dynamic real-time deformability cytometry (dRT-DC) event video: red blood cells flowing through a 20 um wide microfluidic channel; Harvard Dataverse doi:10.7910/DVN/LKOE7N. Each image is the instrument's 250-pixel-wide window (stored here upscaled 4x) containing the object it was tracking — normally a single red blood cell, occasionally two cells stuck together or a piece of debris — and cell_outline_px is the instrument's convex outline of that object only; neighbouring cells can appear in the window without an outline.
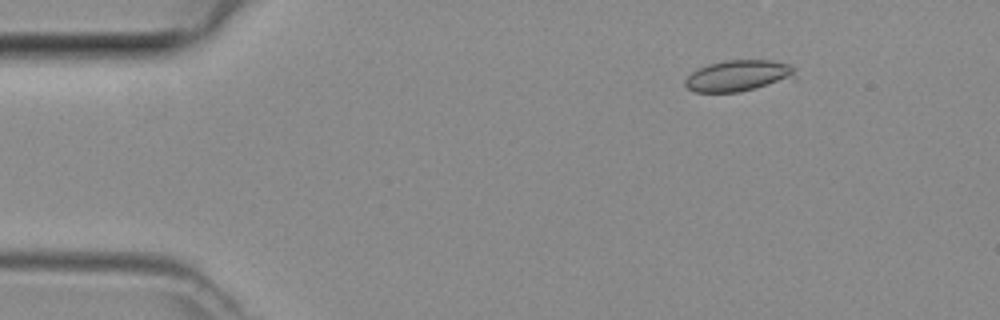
{"species": "common noctule bat (a hibernating species)", "species_latin": "Nyctalus noctula", "temperature_condition": "room temperature", "stored_images_in_passage": 3, "camera_frame_rate_fps": 3000, "um_per_image_px": 0.085, "animal": {"sex": "female", "body_mass_g": 29.2, "forearm_length_mm": 56.3}, "frame": {"image": 1, "passage_image": 1, "time_ms": 0.0, "image_size_px": [1000, 320], "cell_outline_px": [[796, 80], [740, 92], [696, 92], [688, 88], [684, 84], [684, 80], [692, 72], [708, 64], [724, 60], [772, 60], [788, 64], [792, 68], [796, 76]], "centroid_in_image_um": [62.82, 6.45], "position_along_channel_um": 22.2, "area_um2": 20.35}}
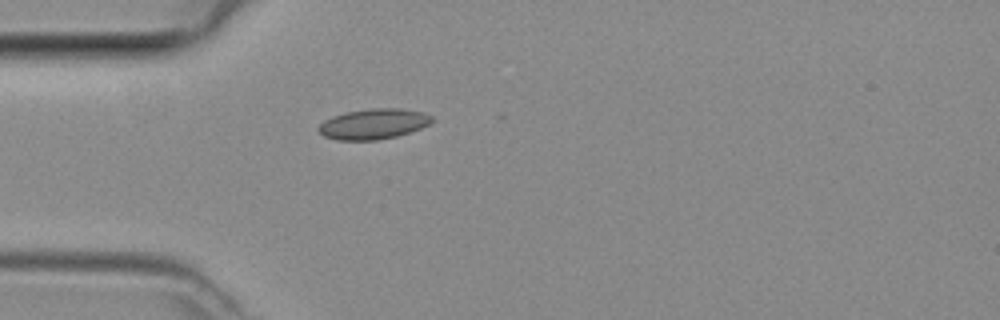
{"frame": {"image": 2, "passage_image": 3, "time_ms": 0.667, "image_size_px": [1000, 320], "cell_outline_px": [[432, 120], [428, 124], [420, 128], [396, 136], [376, 140], [336, 140], [324, 136], [316, 128], [324, 120], [332, 116], [348, 112], [372, 108], [400, 108], [424, 112], [432, 116]], "centroid_in_image_um": [31.72, 10.53], "position_along_channel_um": 53.3, "area_um2": 19.94}}